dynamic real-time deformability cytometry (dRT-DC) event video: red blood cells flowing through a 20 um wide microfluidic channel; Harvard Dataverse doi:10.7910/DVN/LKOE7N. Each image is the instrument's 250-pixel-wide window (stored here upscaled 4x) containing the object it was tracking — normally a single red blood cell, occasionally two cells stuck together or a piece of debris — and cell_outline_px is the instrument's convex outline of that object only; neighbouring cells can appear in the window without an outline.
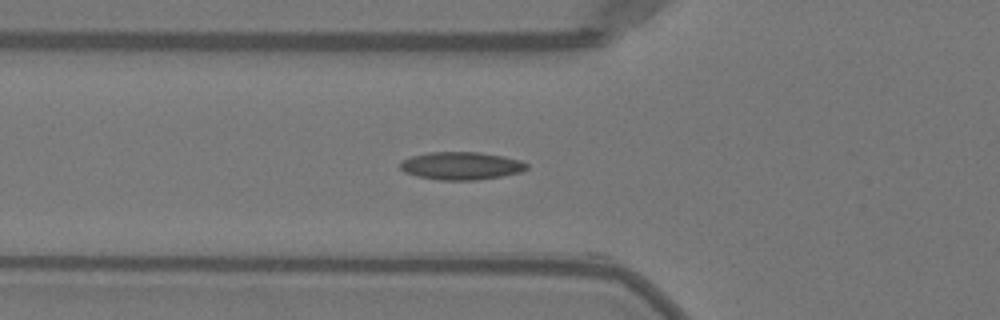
{"species": "Egyptian fruit bat (a non-hibernating species)", "species_latin": "Rousettus aegyptiacus", "temperature_condition": "warm", "stored_images_in_passage": 35, "camera_frame_rate_fps": 3000, "um_per_image_px": 0.085, "animal": {"sex": "female"}, "frame": {"image": 1, "passage_image": 3, "time_ms": 0.667, "image_size_px": [1000, 320], "cell_outline_px": [[528, 168], [520, 172], [500, 176], [476, 180], [440, 180], [416, 176], [404, 172], [400, 168], [400, 164], [404, 160], [412, 156], [428, 152], [480, 152], [504, 156], [520, 160], [528, 164]], "centroid_in_image_um": [39.2, 14.09], "position_along_channel_um": 86.6, "area_um2": 20.46}}
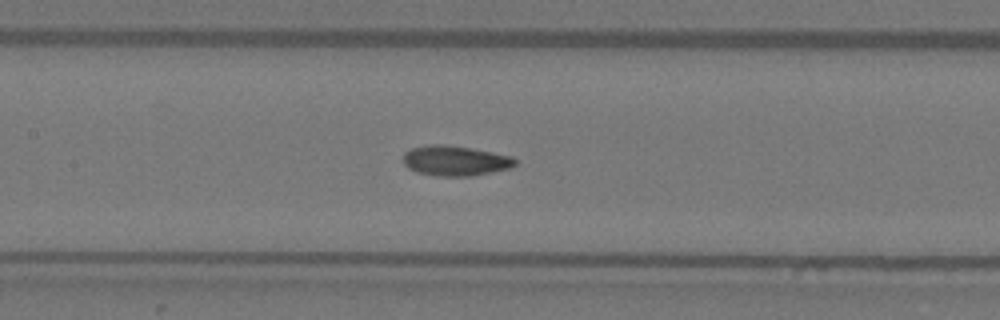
{"frame": {"image": 2, "passage_image": 9, "time_ms": 2.667, "image_size_px": [1000, 320], "cell_outline_px": [[516, 164], [512, 168], [468, 176], [440, 176], [416, 172], [408, 168], [404, 164], [404, 152], [412, 148], [428, 144], [444, 144], [472, 148], [512, 156], [516, 160]], "centroid_in_image_um": [38.69, 13.65], "position_along_channel_um": 168.7, "area_um2": 19.65}}
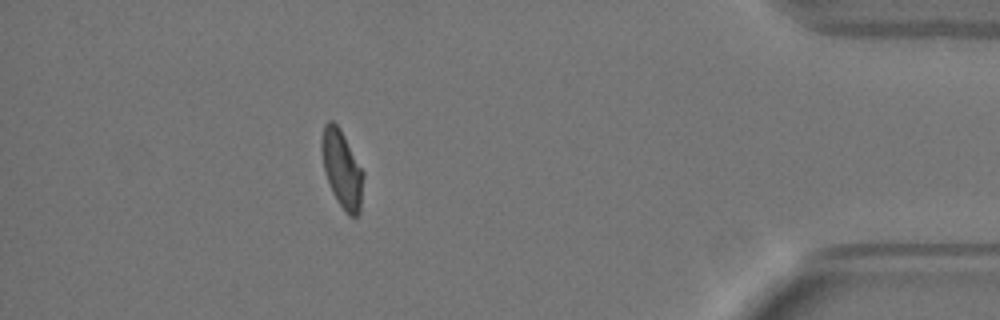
{"frame": {"image": 3, "passage_image": 30, "time_ms": 9.667, "image_size_px": [1000, 320], "cell_outline_px": [[364, 176], [360, 212], [356, 216], [348, 216], [332, 192], [324, 172], [320, 148], [320, 140], [324, 124], [328, 120], [332, 120], [340, 128], [364, 172]], "centroid_in_image_um": [29.05, 14.34], "position_along_channel_um": 406.2, "area_um2": 19.02}, "authors_computed_cell_mechanics": {"area_um2": 19.0162, "velocity_mm_per_s": 4.0439, "shape_relaxation_time_tau1_ms": 6.3074, "shape_relaxation_time_tau2_ms": 1.0707, "deformation_change_tau1": 0.1844, "deformation_change_tau2": 0.0597}}